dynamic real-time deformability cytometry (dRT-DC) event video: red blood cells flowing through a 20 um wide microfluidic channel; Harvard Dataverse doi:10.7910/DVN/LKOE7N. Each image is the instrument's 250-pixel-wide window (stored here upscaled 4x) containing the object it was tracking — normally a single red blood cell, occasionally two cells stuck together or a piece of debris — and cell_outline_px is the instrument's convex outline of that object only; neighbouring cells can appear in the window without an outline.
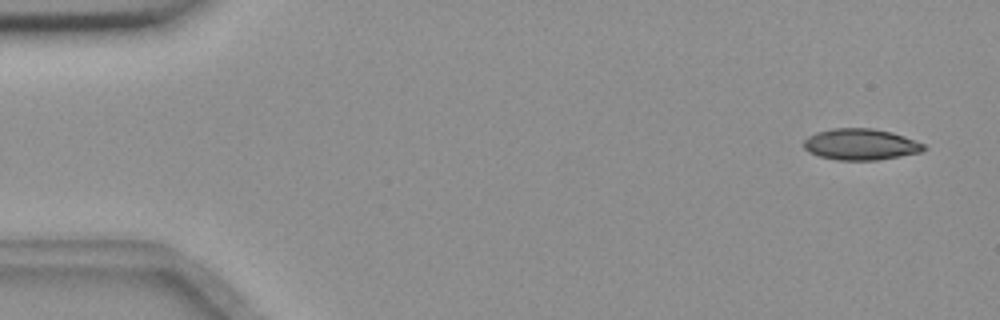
{"species": "common noctule bat (a hibernating species)", "species_latin": "Nyctalus noctula", "temperature_condition": "room temperature", "stored_images_in_passage": 55, "camera_frame_rate_fps": 3000, "um_per_image_px": 0.085, "animal": {"sex": "female", "body_mass_g": 18.4}, "frame": {"image": 1, "passage_image": 3, "time_ms": 0.667, "image_size_px": [1000, 320], "cell_outline_px": [[928, 148], [920, 152], [900, 156], [876, 160], [836, 160], [820, 156], [808, 152], [804, 148], [804, 140], [808, 136], [816, 132], [832, 128], [872, 128], [892, 132], [904, 136], [924, 144]], "centroid_in_image_um": [73.14, 12.27], "position_along_channel_um": 11.9, "area_um2": 21.91}}
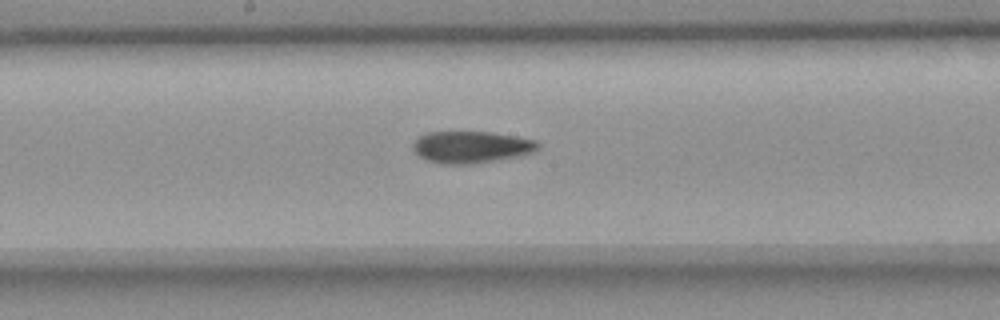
{"frame": {"image": 2, "passage_image": 29, "time_ms": 9.333, "image_size_px": [1000, 320], "cell_outline_px": [[540, 148], [536, 152], [520, 156], [476, 164], [440, 164], [424, 160], [412, 148], [412, 144], [420, 136], [428, 132], [492, 132], [516, 136], [536, 140], [540, 144]], "centroid_in_image_um": [40.1, 12.51], "position_along_channel_um": 208.1, "area_um2": 23.58}}
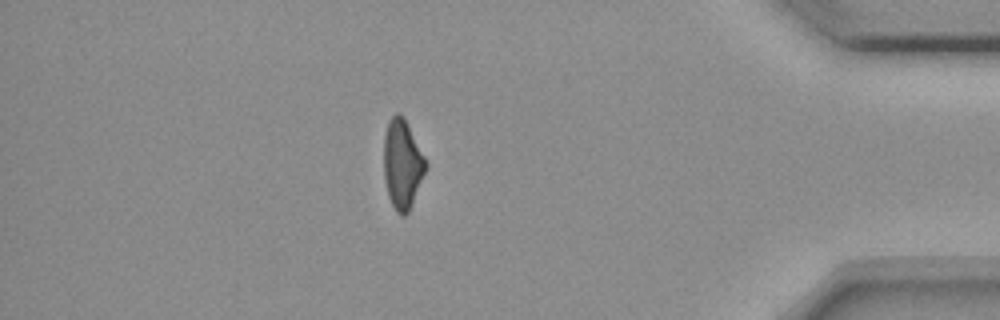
{"frame": {"image": 3, "passage_image": 48, "time_ms": 15.667, "image_size_px": [1000, 320], "cell_outline_px": [[428, 164], [412, 204], [408, 212], [404, 216], [400, 216], [396, 212], [388, 196], [384, 176], [384, 136], [388, 120], [396, 112], [400, 112], [404, 116]], "centroid_in_image_um": [34.19, 13.93], "position_along_channel_um": 401.0, "area_um2": 21.85}, "authors_computed_cell_mechanics": {"area_um2": 22.7732, "velocity_mm_per_s": 3.6805, "shape_relaxation_time_tau1_ms": 6.9236, "shape_relaxation_time_tau2_ms": 5.0225, "deformation_change_tau1": 0.1728, "deformation_change_tau2": 0.1197}}